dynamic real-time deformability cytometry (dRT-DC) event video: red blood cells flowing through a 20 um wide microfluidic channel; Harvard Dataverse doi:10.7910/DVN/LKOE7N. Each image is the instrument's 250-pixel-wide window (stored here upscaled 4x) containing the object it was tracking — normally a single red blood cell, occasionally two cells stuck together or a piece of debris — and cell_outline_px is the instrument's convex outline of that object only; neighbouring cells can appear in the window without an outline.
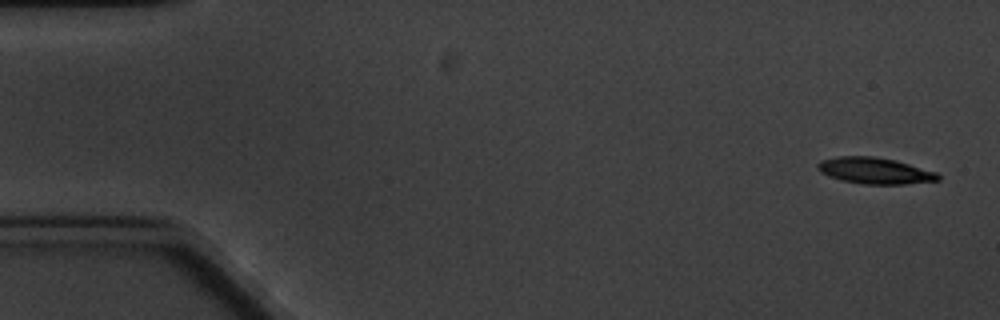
{"species": "common noctule bat (a hibernating species)", "species_latin": "Nyctalus noctula", "temperature_condition": "cold", "stored_images_in_passage": 6, "camera_frame_rate_fps": 3000, "um_per_image_px": 0.085, "animal": {"sex": "male", "body_mass_g": 20.1, "forearm_length_mm": 53.5}, "frame": {"image": 1, "passage_image": 1, "time_ms": 0.0, "image_size_px": [1000, 320], "cell_outline_px": [[940, 180], [904, 184], [860, 184], [840, 180], [828, 176], [820, 172], [816, 168], [816, 164], [820, 160], [840, 156], [872, 156], [896, 160], [936, 172], [940, 176]], "centroid_in_image_um": [74.31, 14.51], "position_along_channel_um": 10.7, "area_um2": 18.55}}
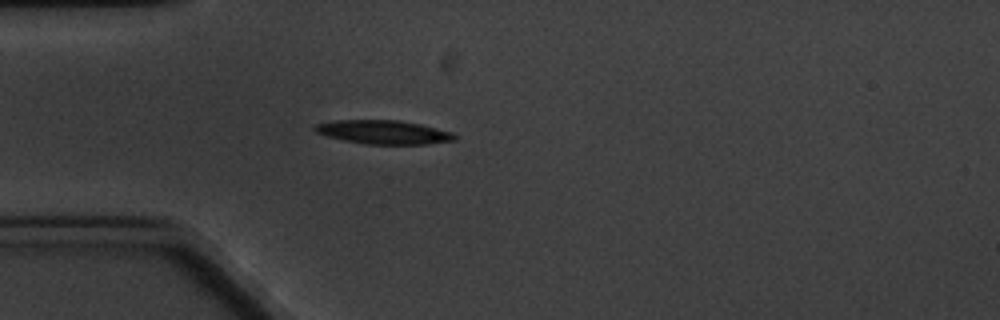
{"frame": {"image": 2, "passage_image": 5, "time_ms": 4.667, "image_size_px": [1000, 320], "cell_outline_px": [[456, 140], [428, 144], [364, 144], [344, 140], [328, 136], [316, 132], [312, 128], [316, 124], [336, 120], [400, 120], [420, 124], [452, 132], [456, 136]], "centroid_in_image_um": [32.61, 11.23], "position_along_channel_um": 52.4, "area_um2": 19.31}}